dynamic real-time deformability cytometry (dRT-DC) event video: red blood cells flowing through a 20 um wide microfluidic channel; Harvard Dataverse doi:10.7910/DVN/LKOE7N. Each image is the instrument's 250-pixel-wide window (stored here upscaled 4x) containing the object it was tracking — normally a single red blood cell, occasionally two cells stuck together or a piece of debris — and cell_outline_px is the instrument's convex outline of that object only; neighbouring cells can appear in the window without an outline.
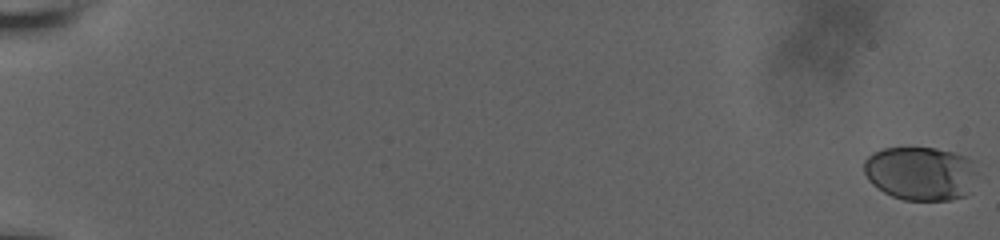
{"species": "human", "species_latin": "Homo sapiens", "temperature_condition": "room temperature", "stored_images_in_passage": 62, "camera_frame_rate_fps": 3000, "um_per_image_px": 0.085, "donor": {"sex": "male"}, "frame": {"image": 1, "passage_image": 1, "time_ms": 0.0, "image_size_px": [1000, 240], "cell_outline_px": [[980, 172], [968, 192], [964, 196], [952, 200], [904, 200], [892, 196], [884, 192], [872, 184], [868, 180], [864, 172], [864, 160], [872, 152], [884, 148], [936, 148], [952, 152], [976, 160]], "centroid_in_image_um": [78.3, 14.73], "position_along_channel_um": 6.7, "area_um2": 36.13}}
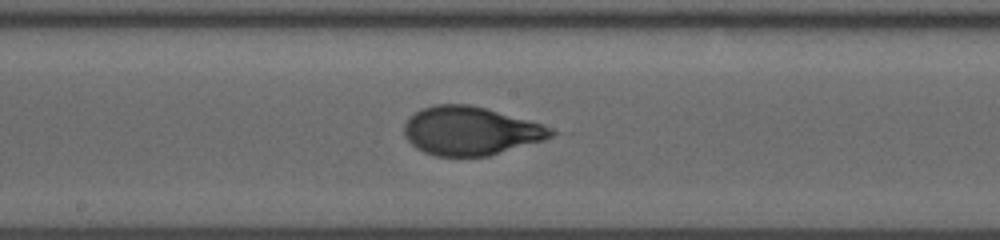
{"frame": {"image": 2, "passage_image": 37, "time_ms": 12.0, "image_size_px": [1000, 240], "cell_outline_px": [[556, 132], [552, 136], [544, 140], [488, 156], [436, 156], [424, 152], [416, 148], [408, 140], [404, 132], [404, 124], [408, 116], [424, 108], [436, 104], [468, 104], [484, 108], [540, 124], [552, 128]], "centroid_in_image_um": [39.96, 11.13], "position_along_channel_um": 208.2, "area_um2": 41.1}}
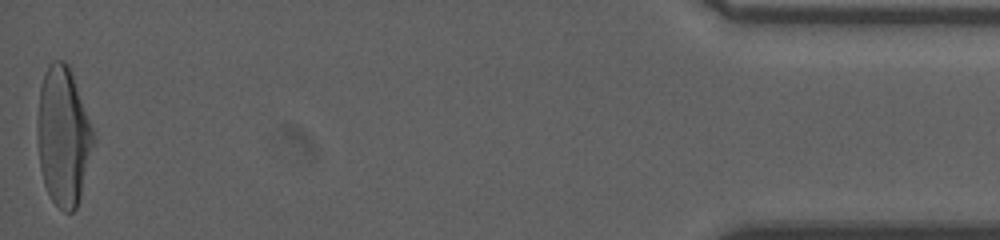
{"frame": {"image": 3, "passage_image": 62, "time_ms": 20.333, "image_size_px": [1000, 240], "cell_outline_px": [[96, 140], [80, 196], [76, 208], [72, 212], [64, 212], [52, 200], [44, 184], [40, 168], [36, 124], [36, 120], [40, 88], [44, 72], [48, 64], [52, 60], [64, 60], [68, 64], [96, 136]], "centroid_in_image_um": [5.37, 11.57], "position_along_channel_um": 429.8, "area_um2": 45.55}, "authors_computed_cell_mechanics": {"area_um2": 40.749, "velocity_mm_per_s": 3.6448, "shape_relaxation_time_tau1_ms": 4.8189, "shape_relaxation_time_tau2_ms": null, "deformation_change_tau1": 0.2064, "deformation_change_tau2": null}}